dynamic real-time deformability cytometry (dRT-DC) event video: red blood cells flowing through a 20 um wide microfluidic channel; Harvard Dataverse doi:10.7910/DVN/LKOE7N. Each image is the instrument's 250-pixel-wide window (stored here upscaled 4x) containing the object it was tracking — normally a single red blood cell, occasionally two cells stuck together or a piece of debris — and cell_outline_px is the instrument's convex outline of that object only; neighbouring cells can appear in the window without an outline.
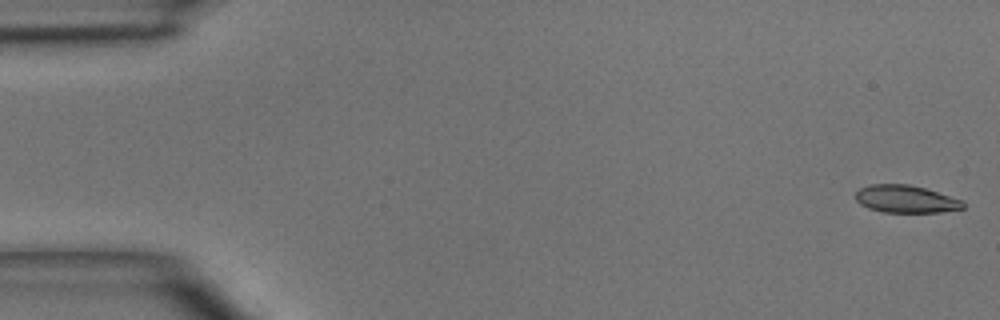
{"species": "common noctule bat (a hibernating species)", "species_latin": "Nyctalus noctula", "temperature_condition": "room temperature", "stored_images_in_passage": 6, "camera_frame_rate_fps": 3000, "um_per_image_px": 0.085, "animal": {"sex": "male", "body_mass_g": 15.6}, "frame": {"image": 1, "passage_image": 1, "time_ms": 0.0, "image_size_px": [1000, 320], "cell_outline_px": [[964, 208], [940, 212], [884, 212], [868, 208], [860, 204], [856, 200], [856, 192], [860, 188], [872, 184], [908, 184], [924, 188], [964, 200]], "centroid_in_image_um": [77.0, 16.92], "position_along_channel_um": 8.0, "area_um2": 17.17}}
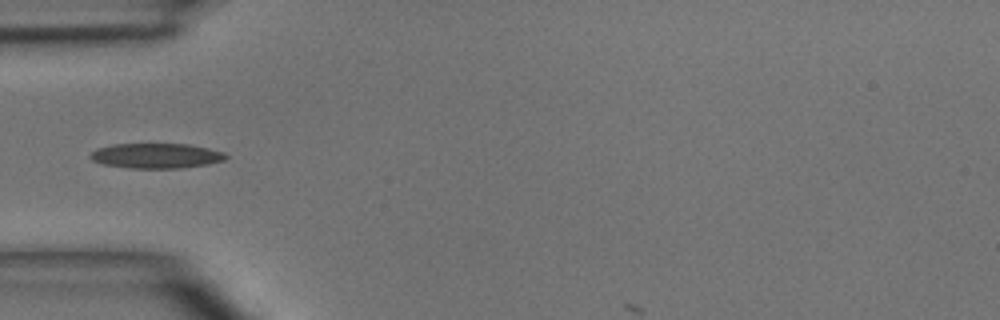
{"frame": {"image": 2, "passage_image": 5, "time_ms": 4.667, "image_size_px": [1000, 320], "cell_outline_px": [[228, 156], [224, 160], [208, 164], [180, 168], [132, 168], [104, 164], [92, 160], [88, 156], [96, 148], [112, 144], [188, 144], [208, 148], [224, 152]], "centroid_in_image_um": [13.27, 13.23], "position_along_channel_um": 71.7, "area_um2": 19.71}}
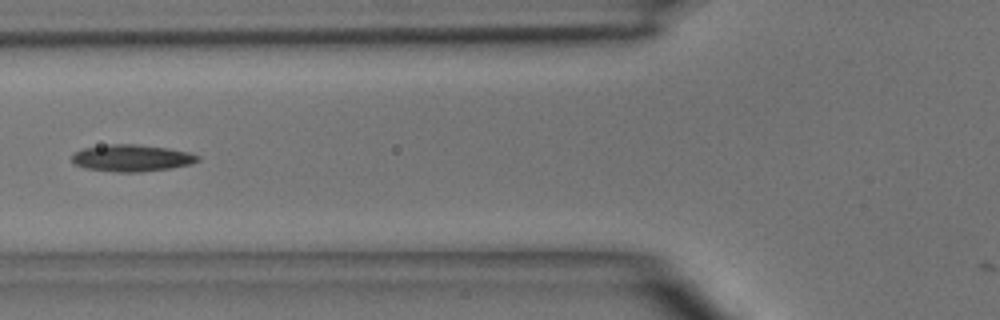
{"frame": {"image": 3, "passage_image": 6, "time_ms": 5.667, "image_size_px": [1000, 320], "cell_outline_px": [[200, 160], [192, 164], [172, 168], [140, 172], [116, 172], [84, 168], [72, 164], [72, 152], [84, 148], [108, 144], [136, 144], [168, 148], [188, 152], [200, 156]], "centroid_in_image_um": [11.18, 13.43], "position_along_channel_um": 114.6, "area_um2": 19.94}}